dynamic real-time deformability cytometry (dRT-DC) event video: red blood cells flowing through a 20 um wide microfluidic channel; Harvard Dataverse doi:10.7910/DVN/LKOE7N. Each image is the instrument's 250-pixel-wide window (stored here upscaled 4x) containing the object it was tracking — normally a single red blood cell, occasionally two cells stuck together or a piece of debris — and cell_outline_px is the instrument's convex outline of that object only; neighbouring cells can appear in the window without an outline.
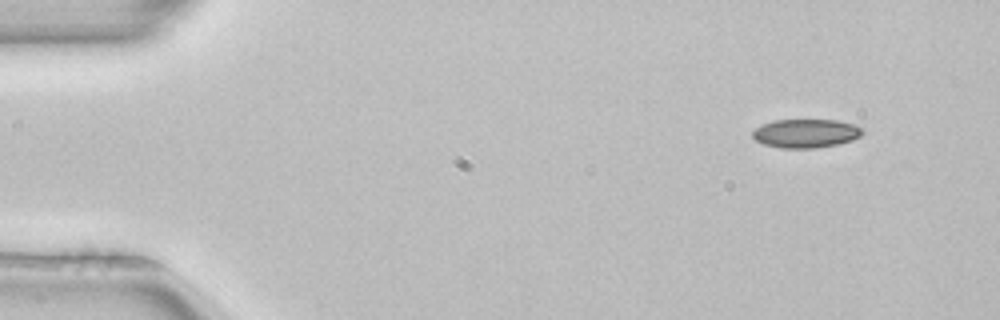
{"species": "common noctule bat (a hibernating species)", "species_latin": "Nyctalus noctula", "temperature_condition": "room temperature", "stored_images_in_passage": 3, "camera_frame_rate_fps": 3000, "um_per_image_px": 0.085, "animal": {"sex": "female", "body_mass_g": 22.7, "forearm_length_mm": 54.2}, "frame": {"image": 1, "passage_image": 1, "time_ms": 0.0, "image_size_px": [1000, 320], "cell_outline_px": [[864, 132], [860, 136], [852, 140], [836, 144], [816, 148], [780, 148], [764, 144], [756, 140], [752, 136], [752, 132], [760, 124], [772, 120], [836, 120], [856, 124], [864, 128]], "centroid_in_image_um": [68.5, 11.32], "position_along_channel_um": 16.5, "area_um2": 18.55}}